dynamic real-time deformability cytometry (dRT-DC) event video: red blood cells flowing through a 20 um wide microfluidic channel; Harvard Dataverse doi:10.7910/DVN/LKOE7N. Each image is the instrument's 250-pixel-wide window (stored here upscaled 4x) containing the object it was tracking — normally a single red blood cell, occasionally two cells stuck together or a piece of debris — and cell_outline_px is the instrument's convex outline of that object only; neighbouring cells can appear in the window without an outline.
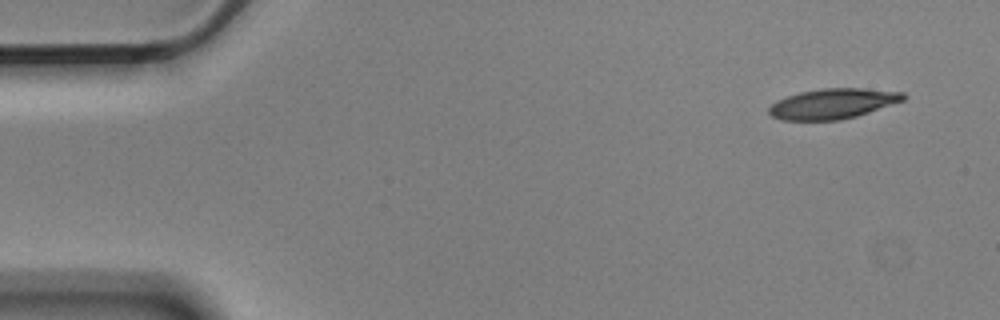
{"species": "Egyptian fruit bat (a non-hibernating species)", "species_latin": "Rousettus aegyptiacus", "temperature_condition": "cold", "stored_images_in_passage": 6, "camera_frame_rate_fps": 3000, "um_per_image_px": 0.085, "animal": {"sex": "male"}, "frame": {"image": 1, "passage_image": 1, "time_ms": 0.0, "image_size_px": [1000, 320], "cell_outline_px": [[908, 96], [904, 100], [856, 116], [840, 120], [780, 120], [772, 116], [768, 112], [768, 108], [776, 100], [800, 92], [824, 88], [864, 88], [904, 92]], "centroid_in_image_um": [70.79, 8.81], "position_along_channel_um": 14.2, "area_um2": 23.64}}
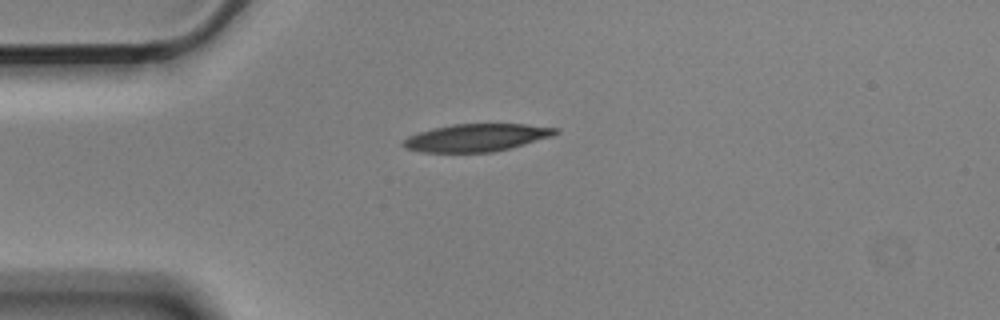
{"frame": {"image": 2, "passage_image": 4, "time_ms": 1.0, "image_size_px": [1000, 320], "cell_outline_px": [[560, 132], [552, 136], [524, 144], [492, 152], [420, 152], [404, 148], [400, 144], [408, 136], [420, 132], [452, 124], [524, 124], [560, 128]], "centroid_in_image_um": [40.5, 11.7], "position_along_channel_um": 44.5, "area_um2": 24.33}}
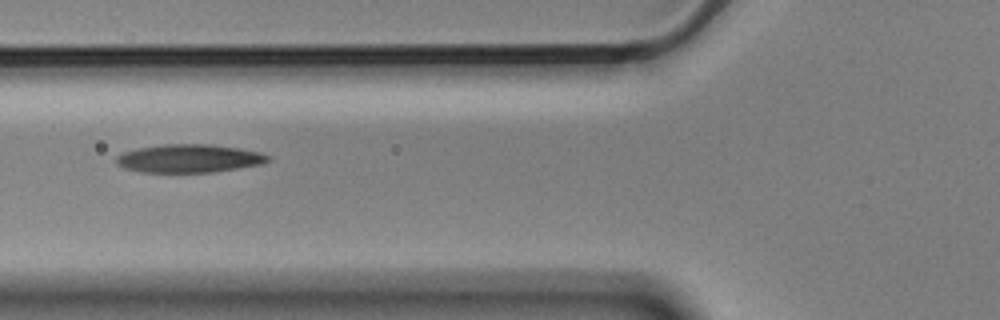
{"frame": {"image": 3, "passage_image": 6, "time_ms": 1.667, "image_size_px": [1000, 320], "cell_outline_px": [[272, 160], [264, 164], [212, 172], [140, 172], [124, 168], [116, 164], [116, 156], [124, 152], [136, 148], [164, 144], [208, 144], [240, 148], [260, 152], [272, 156]], "centroid_in_image_um": [16.11, 13.46], "position_along_channel_um": 109.7, "area_um2": 25.2}}